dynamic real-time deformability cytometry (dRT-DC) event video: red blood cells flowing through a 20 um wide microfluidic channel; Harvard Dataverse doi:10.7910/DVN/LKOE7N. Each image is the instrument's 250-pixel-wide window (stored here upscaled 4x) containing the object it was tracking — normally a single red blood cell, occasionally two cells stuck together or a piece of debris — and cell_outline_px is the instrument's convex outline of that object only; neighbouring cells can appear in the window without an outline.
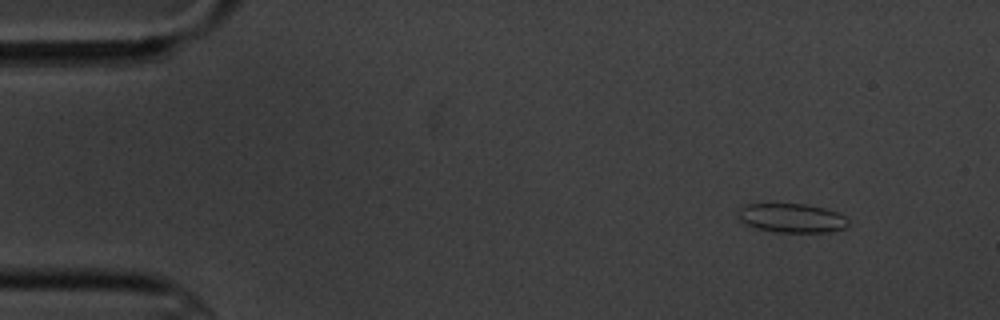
{"species": "common noctule bat (a hibernating species)", "species_latin": "Nyctalus noctula", "temperature_condition": "cold", "stored_images_in_passage": 4, "camera_frame_rate_fps": 3000, "um_per_image_px": 0.085, "animal": {"sex": "male", "body_mass_g": 20.1, "forearm_length_mm": 53.5}, "frame": {"image": 1, "passage_image": 1, "time_ms": 0.0, "image_size_px": [1000, 320], "cell_outline_px": [[848, 224], [844, 228], [832, 232], [776, 232], [752, 228], [740, 220], [736, 212], [744, 204], [804, 204], [824, 208], [836, 212], [844, 216], [848, 220]], "centroid_in_image_um": [67.26, 18.54], "position_along_channel_um": 17.7, "area_um2": 18.79}}
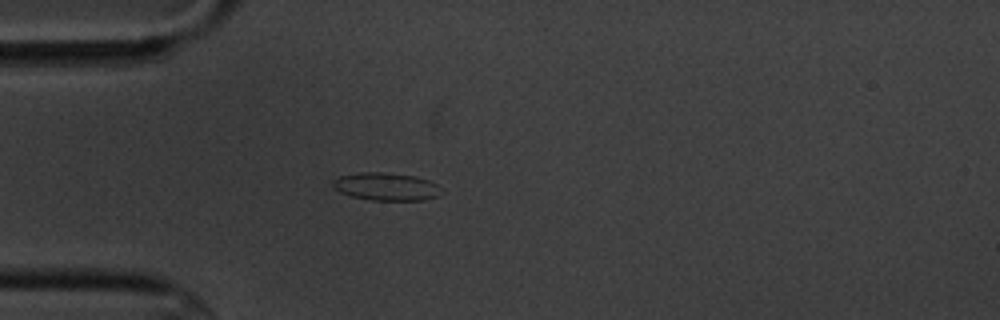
{"frame": {"image": 2, "passage_image": 4, "time_ms": 3.333, "image_size_px": [1000, 320], "cell_outline_px": [[444, 192], [436, 196], [424, 200], [368, 200], [352, 196], [340, 192], [332, 188], [332, 180], [340, 176], [360, 172], [380, 172], [416, 176], [428, 180], [436, 184]], "centroid_in_image_um": [32.8, 15.86], "position_along_channel_um": 52.2, "area_um2": 17.63}}